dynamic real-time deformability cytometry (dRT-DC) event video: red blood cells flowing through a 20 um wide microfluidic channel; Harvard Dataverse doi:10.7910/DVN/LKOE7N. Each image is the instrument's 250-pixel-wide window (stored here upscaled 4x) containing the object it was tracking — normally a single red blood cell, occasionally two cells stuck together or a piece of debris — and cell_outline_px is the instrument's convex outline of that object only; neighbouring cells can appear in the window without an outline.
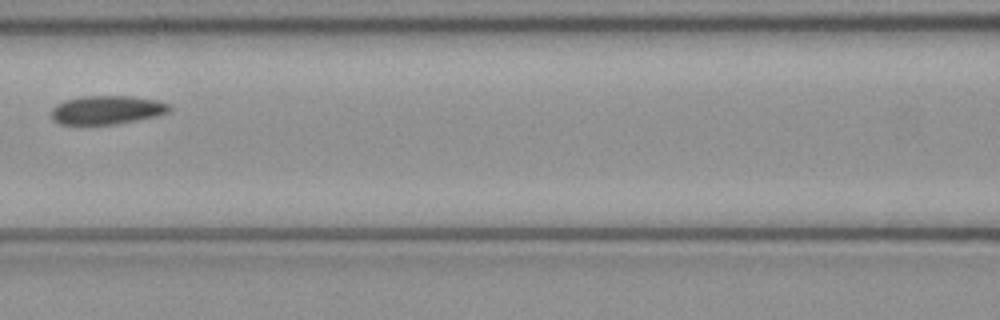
{"species": "common noctule bat (a hibernating species)", "species_latin": "Nyctalus noctula", "temperature_condition": "cold", "stored_images_in_passage": 5, "camera_frame_rate_fps": 3000, "um_per_image_px": 0.085, "animal": {"sex": "female", "body_mass_g": 21.9}, "frame": {"image": 1, "passage_image": 5, "time_ms": 1.333, "image_size_px": [1000, 320], "cell_outline_px": [[172, 108], [168, 112], [156, 116], [116, 124], [60, 124], [52, 120], [52, 108], [56, 104], [64, 100], [80, 96], [132, 96], [156, 100], [168, 104]], "centroid_in_image_um": [9.06, 9.34], "position_along_channel_um": 157.5, "area_um2": 19.71}}